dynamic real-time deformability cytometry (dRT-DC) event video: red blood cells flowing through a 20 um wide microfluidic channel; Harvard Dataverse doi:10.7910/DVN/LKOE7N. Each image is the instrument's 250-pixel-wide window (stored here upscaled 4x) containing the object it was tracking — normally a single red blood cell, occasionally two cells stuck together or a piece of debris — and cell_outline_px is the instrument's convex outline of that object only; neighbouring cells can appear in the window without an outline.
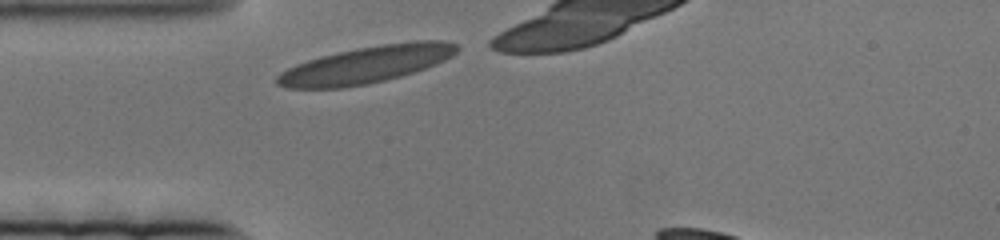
{"species": "human", "species_latin": "Homo sapiens", "temperature_condition": "cold", "stored_images_in_passage": 17, "camera_frame_rate_fps": 3000, "um_per_image_px": 0.085, "donor": {"sex": "female"}, "frame": {"image": 1, "passage_image": 1, "time_ms": 0.0, "image_size_px": [1000, 240], "cell_outline_px": [[460, 48], [452, 56], [444, 60], [424, 68], [400, 76], [368, 84], [340, 88], [288, 88], [276, 84], [276, 76], [280, 72], [296, 64], [320, 56], [360, 48], [384, 44], [416, 40], [440, 40], [456, 44]], "centroid_in_image_um": [31.1, 5.5], "position_along_channel_um": 53.9, "area_um2": 38.26}}
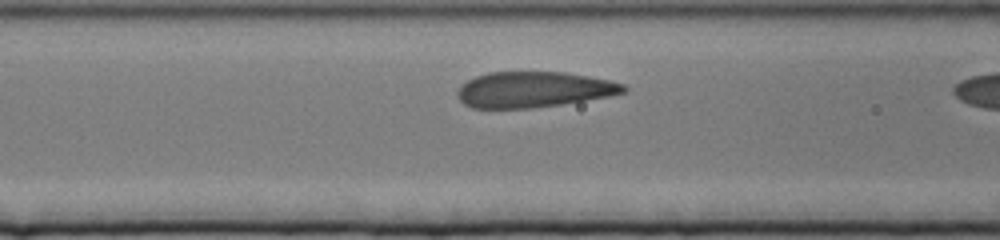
{"frame": {"image": 2, "passage_image": 10, "time_ms": 3.0, "image_size_px": [1000, 240], "cell_outline_px": [[628, 88], [624, 92], [608, 96], [560, 104], [532, 108], [472, 108], [464, 104], [460, 100], [456, 92], [468, 80], [476, 76], [488, 72], [564, 72], [588, 76], [608, 80], [624, 84]], "centroid_in_image_um": [45.34, 7.61], "position_along_channel_um": 121.3, "area_um2": 34.28}}
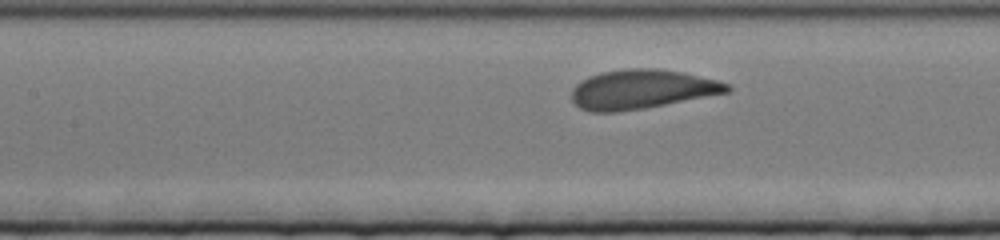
{"frame": {"image": 3, "passage_image": 14, "time_ms": 4.333, "image_size_px": [1000, 240], "cell_outline_px": [[732, 88], [728, 92], [644, 108], [616, 112], [588, 112], [580, 108], [572, 100], [572, 88], [576, 84], [600, 72], [628, 68], [656, 68], [684, 72], [716, 80], [728, 84]], "centroid_in_image_um": [54.53, 7.59], "position_along_channel_um": 152.9, "area_um2": 35.32}}